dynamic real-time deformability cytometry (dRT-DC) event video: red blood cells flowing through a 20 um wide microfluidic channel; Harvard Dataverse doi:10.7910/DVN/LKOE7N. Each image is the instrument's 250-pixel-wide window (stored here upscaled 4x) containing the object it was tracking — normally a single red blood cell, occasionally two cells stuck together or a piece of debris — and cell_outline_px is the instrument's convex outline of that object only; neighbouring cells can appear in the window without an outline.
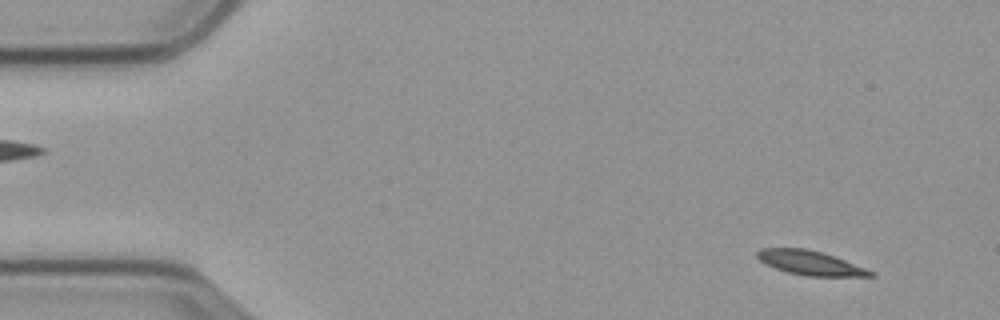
{"species": "common noctule bat (a hibernating species)", "species_latin": "Nyctalus noctula", "temperature_condition": "cold", "stored_images_in_passage": 59, "segment_of_instrument_passage": [1, 2], "camera_frame_rate_fps": 3000, "um_per_image_px": 0.085, "animal": {"sex": "male", "body_mass_g": 23.1, "forearm_length_mm": 52.7}, "frame": {"image": 1, "passage_image": 4, "time_ms": 1.0, "image_size_px": [1000, 320], "cell_outline_px": [[876, 276], [804, 276], [788, 272], [764, 264], [756, 256], [756, 252], [760, 248], [808, 248], [844, 260], [876, 272]], "centroid_in_image_um": [68.85, 22.34], "position_along_channel_um": 16.2, "area_um2": 15.95}}
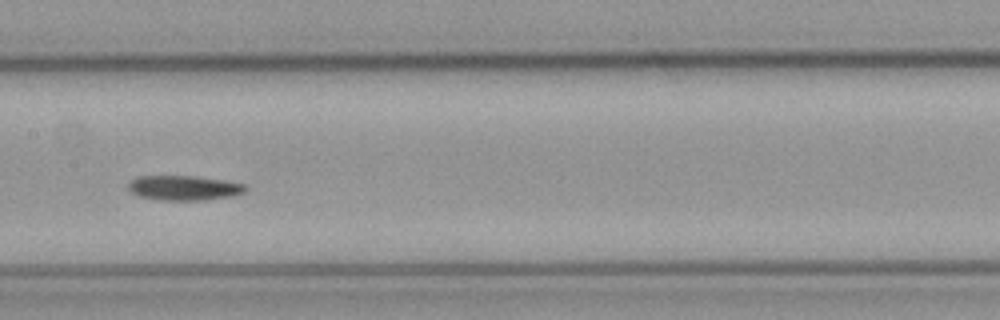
{"frame": {"image": 2, "passage_image": 28, "time_ms": 9.0, "image_size_px": [1000, 320], "cell_outline_px": [[248, 188], [244, 192], [232, 196], [208, 200], [160, 200], [140, 196], [132, 192], [128, 188], [128, 184], [136, 176], [196, 176], [224, 180], [244, 184]], "centroid_in_image_um": [15.66, 15.97], "position_along_channel_um": 191.7, "area_um2": 16.94}}
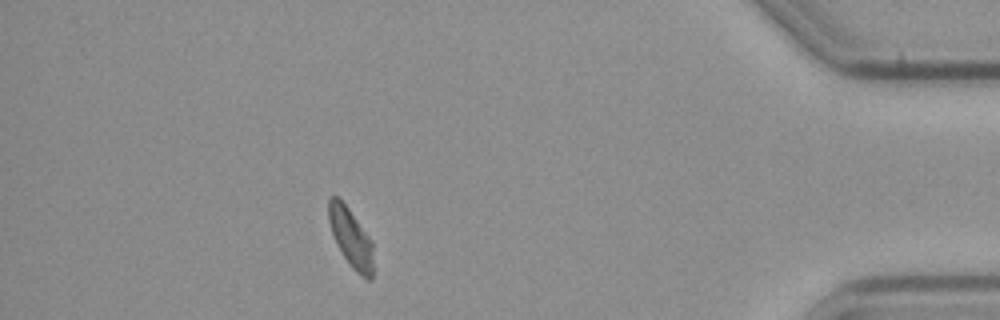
{"frame": {"image": 3, "passage_image": 51, "time_ms": 16.667, "image_size_px": [1000, 320], "cell_outline_px": [[372, 280], [368, 280], [356, 272], [352, 268], [336, 244], [328, 220], [328, 196], [336, 196], [348, 208], [372, 240]], "centroid_in_image_um": [29.81, 20.2], "position_along_channel_um": 405.4, "area_um2": 15.14}}